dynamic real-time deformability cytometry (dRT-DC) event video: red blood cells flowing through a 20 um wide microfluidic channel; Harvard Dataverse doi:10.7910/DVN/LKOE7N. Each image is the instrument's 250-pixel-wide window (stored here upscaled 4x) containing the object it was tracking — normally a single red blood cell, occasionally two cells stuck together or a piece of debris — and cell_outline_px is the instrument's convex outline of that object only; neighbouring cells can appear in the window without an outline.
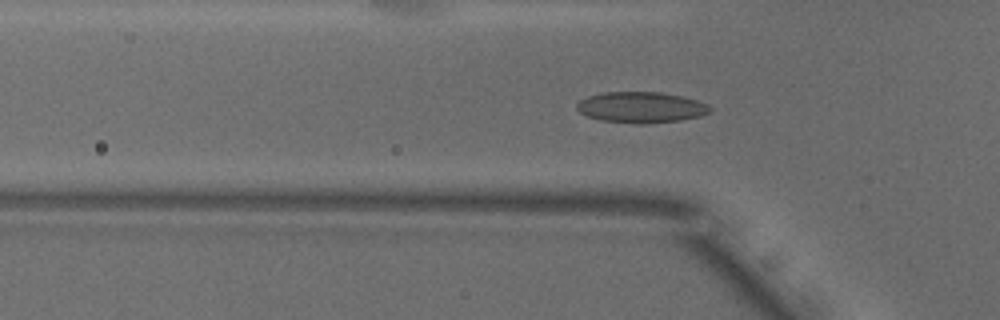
{"species": "common noctule bat (a hibernating species)", "species_latin": "Nyctalus noctula", "temperature_condition": "warm", "stored_images_in_passage": 40, "camera_frame_rate_fps": 3000, "um_per_image_px": 0.085, "animal": {"sex": "male", "body_mass_g": 18.8}, "frame": {"image": 1, "passage_image": 3, "time_ms": 0.667, "image_size_px": [1000, 320], "cell_outline_px": [[712, 108], [708, 112], [700, 116], [680, 120], [648, 124], [632, 124], [600, 120], [588, 116], [580, 112], [576, 108], [576, 104], [580, 100], [588, 96], [604, 92], [660, 92], [680, 96], [696, 100], [708, 104]], "centroid_in_image_um": [54.47, 9.13], "position_along_channel_um": 71.3, "area_um2": 24.04}}
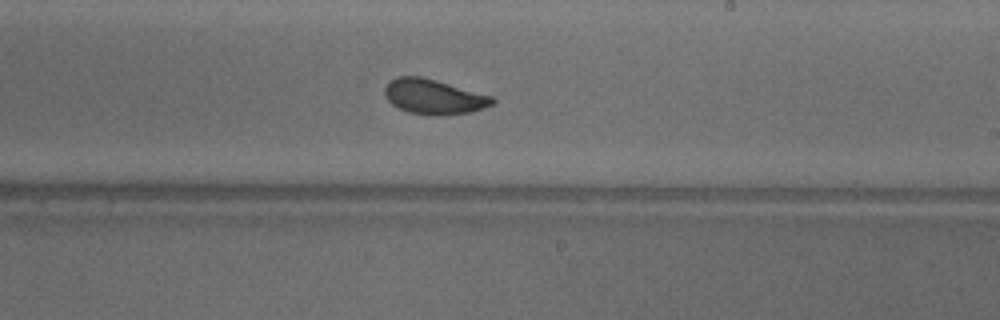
{"frame": {"image": 2, "passage_image": 17, "time_ms": 5.333, "image_size_px": [1000, 320], "cell_outline_px": [[496, 100], [492, 104], [484, 108], [472, 112], [444, 116], [432, 116], [408, 112], [392, 104], [384, 96], [384, 88], [396, 76], [420, 76], [436, 80], [492, 96]], "centroid_in_image_um": [36.87, 8.24], "position_along_channel_um": 252.1, "area_um2": 22.02}}
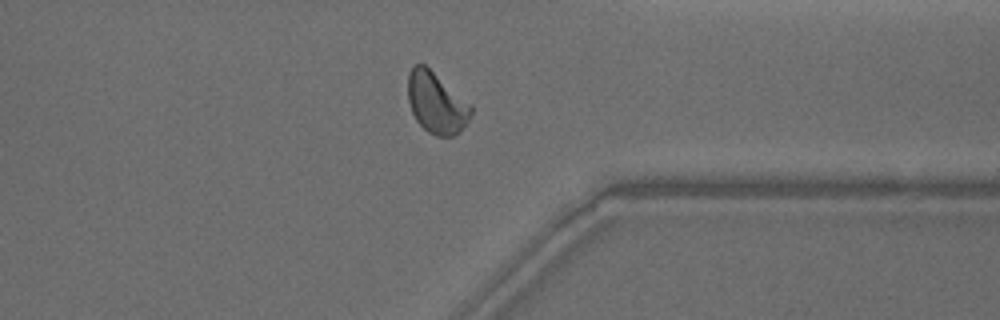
{"frame": {"image": 3, "passage_image": 27, "time_ms": 8.667, "image_size_px": [1000, 320], "cell_outline_px": [[472, 112], [468, 120], [452, 136], [436, 136], [428, 132], [416, 120], [412, 112], [408, 100], [408, 72], [412, 64], [424, 64], [472, 104]], "centroid_in_image_um": [37.07, 8.71], "position_along_channel_um": 374.3, "area_um2": 22.31}, "authors_computed_cell_mechanics": {"area_um2": 22.1374, "velocity_mm_per_s": 3.8543, "shape_relaxation_time_tau1_ms": 3.6425, "shape_relaxation_time_tau2_ms": 1.0396, "deformation_change_tau1": 0.1225, "deformation_change_tau2": 0.0591}}